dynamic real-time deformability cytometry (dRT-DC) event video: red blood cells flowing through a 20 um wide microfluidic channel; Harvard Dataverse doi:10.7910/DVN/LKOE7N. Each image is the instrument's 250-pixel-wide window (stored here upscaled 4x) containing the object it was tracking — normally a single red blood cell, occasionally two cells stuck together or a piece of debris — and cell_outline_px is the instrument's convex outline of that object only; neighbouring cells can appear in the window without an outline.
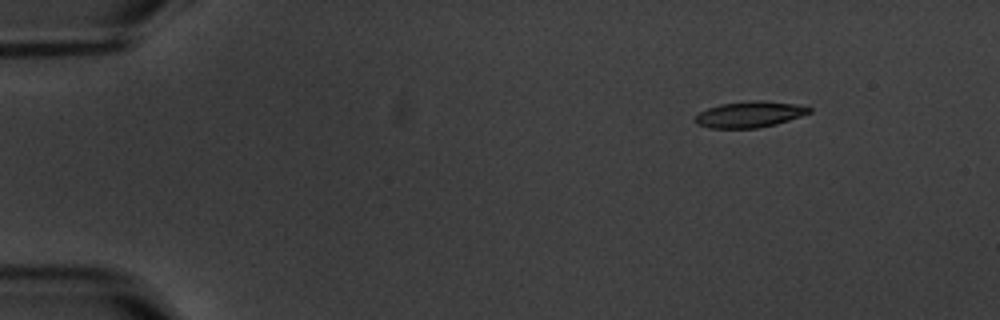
{"species": "common noctule bat (a hibernating species)", "species_latin": "Nyctalus noctula", "temperature_condition": "warm", "stored_images_in_passage": 4, "camera_frame_rate_fps": 3000, "um_per_image_px": 0.085, "animal": {"sex": "male", "body_mass_g": 20.1, "forearm_length_mm": 53.5}, "frame": {"image": 1, "passage_image": 2, "time_ms": 1.333, "image_size_px": [1000, 320], "cell_outline_px": [[812, 112], [776, 124], [756, 128], [708, 128], [696, 124], [696, 116], [700, 112], [708, 108], [720, 104], [756, 100], [760, 100], [792, 104], [812, 108]], "centroid_in_image_um": [63.69, 9.73], "position_along_channel_um": 21.3, "area_um2": 17.05}}